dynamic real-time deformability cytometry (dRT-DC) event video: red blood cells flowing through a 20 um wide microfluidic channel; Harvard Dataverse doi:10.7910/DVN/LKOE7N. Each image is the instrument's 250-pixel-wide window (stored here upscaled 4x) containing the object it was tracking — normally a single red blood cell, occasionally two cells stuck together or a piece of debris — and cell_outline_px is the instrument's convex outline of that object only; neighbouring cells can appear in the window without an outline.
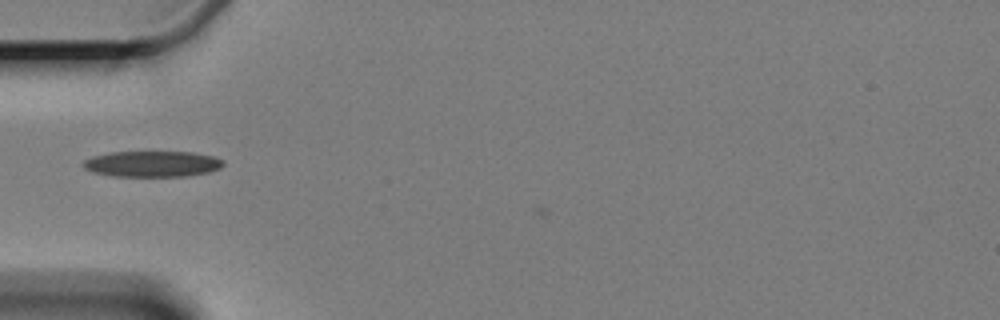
{"species": "Egyptian fruit bat (a non-hibernating species)", "species_latin": "Rousettus aegyptiacus", "temperature_condition": "cold", "stored_images_in_passage": 4, "camera_frame_rate_fps": 3000, "um_per_image_px": 0.085, "animal": {"sex": "female"}, "frame": {"image": 1, "passage_image": 1, "time_ms": 0.0, "image_size_px": [1000, 320], "cell_outline_px": [[224, 164], [220, 168], [208, 172], [184, 176], [116, 176], [92, 172], [84, 168], [80, 164], [84, 160], [92, 156], [112, 152], [192, 152], [212, 156], [224, 160]], "centroid_in_image_um": [12.92, 13.93], "position_along_channel_um": 72.1, "area_um2": 21.1}}
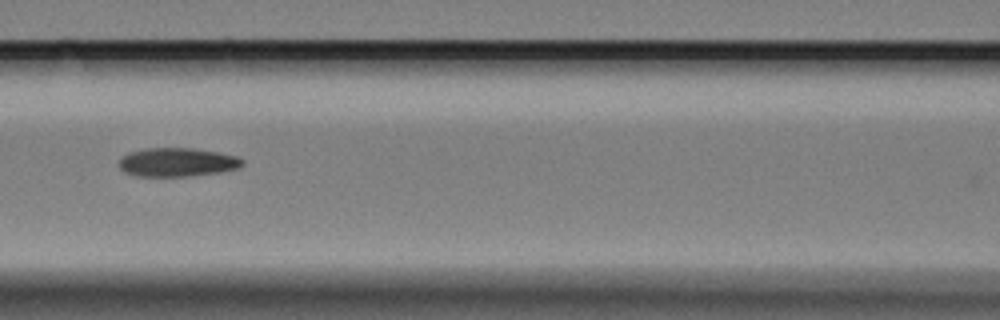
{"frame": {"image": 2, "passage_image": 3, "time_ms": 2.333, "image_size_px": [1000, 320], "cell_outline_px": [[244, 164], [240, 168], [220, 172], [188, 176], [136, 176], [124, 172], [120, 168], [120, 160], [124, 156], [132, 152], [148, 148], [192, 148], [220, 152], [236, 156], [244, 160]], "centroid_in_image_um": [15.12, 13.79], "position_along_channel_um": 151.5, "area_um2": 20.58}}
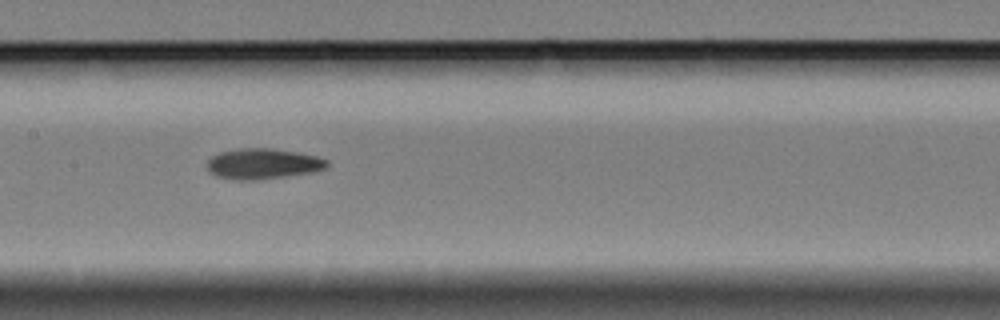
{"frame": {"image": 3, "passage_image": 4, "time_ms": 3.333, "image_size_px": [1000, 320], "cell_outline_px": [[328, 168], [312, 172], [252, 180], [240, 180], [216, 176], [208, 172], [208, 160], [212, 156], [220, 152], [240, 148], [272, 148], [296, 152], [316, 156], [328, 160]], "centroid_in_image_um": [22.34, 13.91], "position_along_channel_um": 185.1, "area_um2": 21.15}}